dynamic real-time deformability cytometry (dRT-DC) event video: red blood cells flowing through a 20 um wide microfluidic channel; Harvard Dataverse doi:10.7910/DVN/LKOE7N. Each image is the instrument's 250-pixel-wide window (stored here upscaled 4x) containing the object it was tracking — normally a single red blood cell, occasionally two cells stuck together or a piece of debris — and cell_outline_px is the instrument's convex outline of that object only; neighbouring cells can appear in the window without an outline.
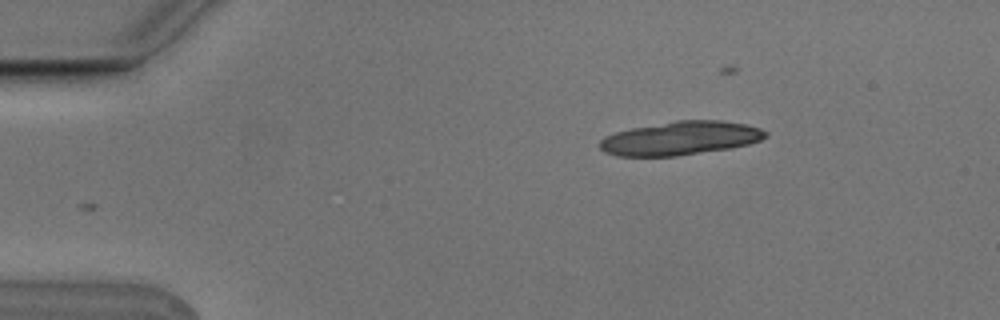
{"species": "Egyptian fruit bat (a non-hibernating species)", "species_latin": "Rousettus aegyptiacus", "temperature_condition": "cold", "stored_images_in_passage": 3, "camera_frame_rate_fps": 3000, "um_per_image_px": 0.085, "animal": {"sex": "male"}, "frame": {"image": 1, "passage_image": 3, "time_ms": 0.667, "image_size_px": [1000, 320], "cell_outline_px": [[768, 136], [760, 140], [748, 144], [732, 148], [676, 156], [616, 156], [604, 152], [600, 148], [600, 140], [604, 136], [616, 132], [632, 128], [676, 120], [720, 120], [744, 124], [760, 128], [768, 132]], "centroid_in_image_um": [57.84, 11.75], "position_along_channel_um": 27.2, "area_um2": 32.54}}